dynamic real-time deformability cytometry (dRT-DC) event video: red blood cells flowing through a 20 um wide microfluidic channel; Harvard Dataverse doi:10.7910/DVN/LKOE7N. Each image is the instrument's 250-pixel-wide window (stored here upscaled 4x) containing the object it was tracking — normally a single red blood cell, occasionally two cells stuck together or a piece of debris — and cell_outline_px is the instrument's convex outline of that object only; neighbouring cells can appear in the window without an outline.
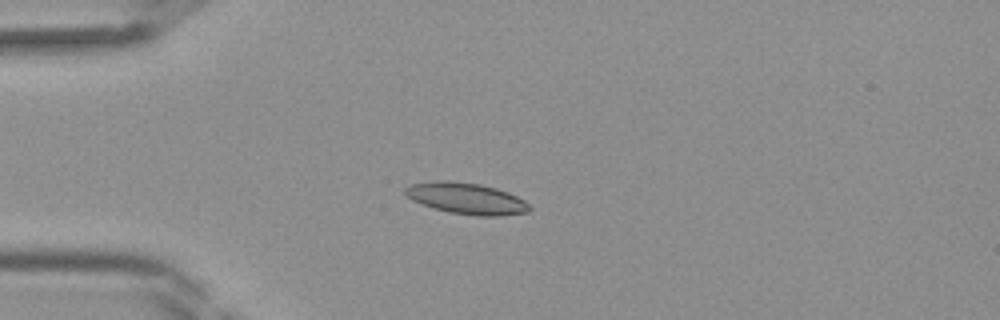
{"species": "Egyptian fruit bat (a non-hibernating species)", "species_latin": "Rousettus aegyptiacus", "temperature_condition": "room temperature", "stored_images_in_passage": 42, "camera_frame_rate_fps": 3000, "um_per_image_px": 0.085, "frame": {"image": 1, "passage_image": 11, "time_ms": 3.333, "image_size_px": [1000, 320], "cell_outline_px": [[532, 208], [528, 212], [500, 216], [476, 216], [448, 212], [420, 204], [404, 196], [404, 188], [412, 184], [436, 180], [448, 180], [480, 184], [496, 188], [508, 192], [524, 200]], "centroid_in_image_um": [39.62, 16.87], "position_along_channel_um": 45.4, "area_um2": 22.89}}
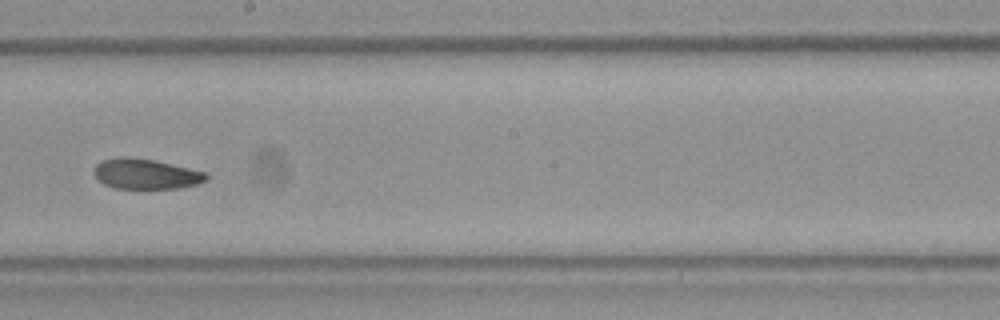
{"frame": {"image": 2, "passage_image": 24, "time_ms": 7.667, "image_size_px": [1000, 320], "cell_outline_px": [[208, 180], [196, 184], [180, 188], [116, 188], [104, 184], [92, 172], [92, 168], [100, 160], [120, 156], [128, 156], [156, 160], [208, 172]], "centroid_in_image_um": [12.4, 14.76], "position_along_channel_um": 235.8, "area_um2": 20.11}}
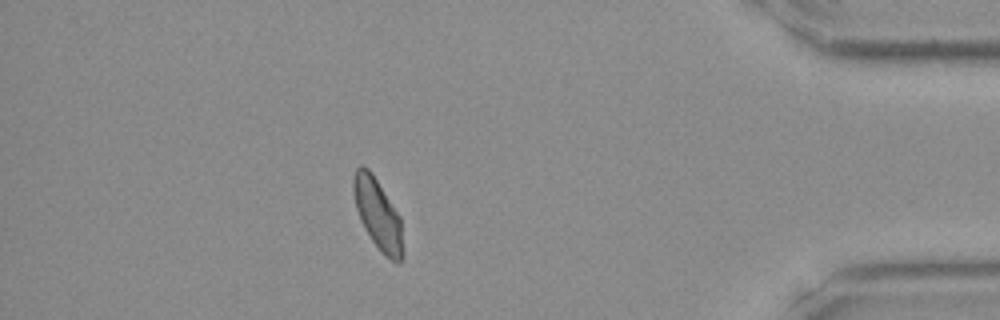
{"frame": {"image": 3, "passage_image": 37, "time_ms": 12.0, "image_size_px": [1000, 320], "cell_outline_px": [[404, 256], [396, 264], [384, 256], [380, 252], [364, 228], [360, 220], [356, 208], [352, 192], [352, 176], [356, 168], [360, 164], [368, 168], [372, 172], [400, 216], [404, 252]], "centroid_in_image_um": [32.11, 18.21], "position_along_channel_um": 403.1, "area_um2": 20.81}}